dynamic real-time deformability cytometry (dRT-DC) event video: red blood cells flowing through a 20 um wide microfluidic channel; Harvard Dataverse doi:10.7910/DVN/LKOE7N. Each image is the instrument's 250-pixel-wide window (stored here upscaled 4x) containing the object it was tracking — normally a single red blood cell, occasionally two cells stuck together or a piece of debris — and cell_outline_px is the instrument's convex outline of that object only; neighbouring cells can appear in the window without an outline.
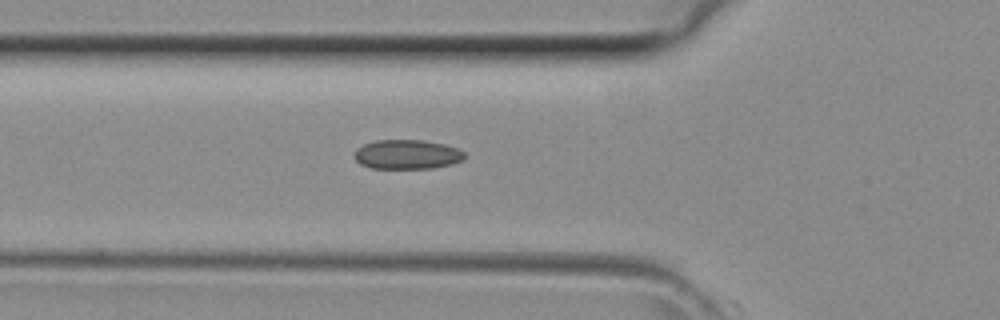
{"species": "common noctule bat (a hibernating species)", "species_latin": "Nyctalus noctula", "temperature_condition": "room temperature", "stored_images_in_passage": 30, "camera_frame_rate_fps": 3000, "um_per_image_px": 0.085, "animal": {"sex": "female", "body_mass_g": 29.2, "forearm_length_mm": 56.3}, "frame": {"image": 1, "passage_image": 7, "time_ms": 2.0, "image_size_px": [1000, 320], "cell_outline_px": [[464, 160], [452, 164], [432, 168], [372, 168], [360, 164], [352, 156], [356, 148], [364, 144], [376, 140], [424, 140], [444, 144], [456, 148], [464, 152]], "centroid_in_image_um": [34.57, 13.12], "position_along_channel_um": 91.2, "area_um2": 18.96}}
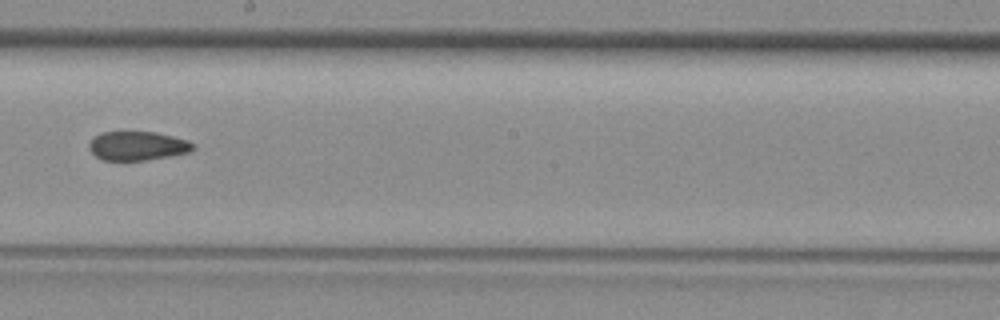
{"frame": {"image": 2, "passage_image": 16, "time_ms": 5.0, "image_size_px": [1000, 320], "cell_outline_px": [[196, 148], [188, 152], [148, 160], [100, 160], [88, 148], [88, 144], [92, 136], [100, 132], [156, 132], [188, 140], [196, 144]], "centroid_in_image_um": [11.66, 12.39], "position_along_channel_um": 236.5, "area_um2": 17.74}}
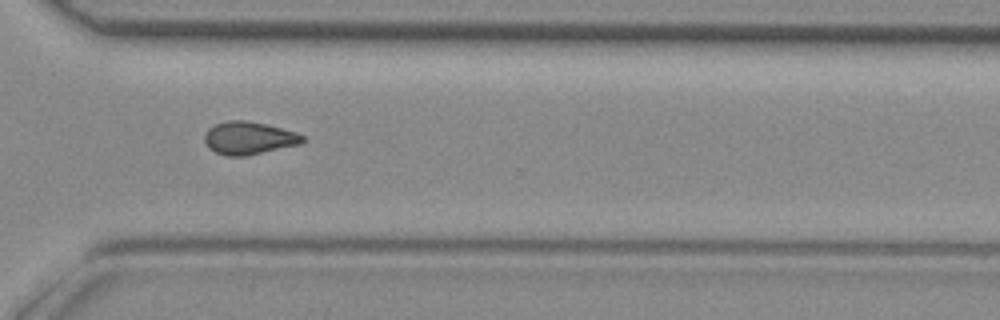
{"frame": {"image": 3, "passage_image": 23, "time_ms": 7.333, "image_size_px": [1000, 320], "cell_outline_px": [[304, 140], [300, 144], [244, 156], [228, 156], [216, 152], [208, 148], [204, 140], [204, 136], [208, 128], [216, 124], [228, 120], [248, 120], [296, 132], [304, 136]], "centroid_in_image_um": [21.12, 11.73], "position_along_channel_um": 349.5, "area_um2": 18.55}}